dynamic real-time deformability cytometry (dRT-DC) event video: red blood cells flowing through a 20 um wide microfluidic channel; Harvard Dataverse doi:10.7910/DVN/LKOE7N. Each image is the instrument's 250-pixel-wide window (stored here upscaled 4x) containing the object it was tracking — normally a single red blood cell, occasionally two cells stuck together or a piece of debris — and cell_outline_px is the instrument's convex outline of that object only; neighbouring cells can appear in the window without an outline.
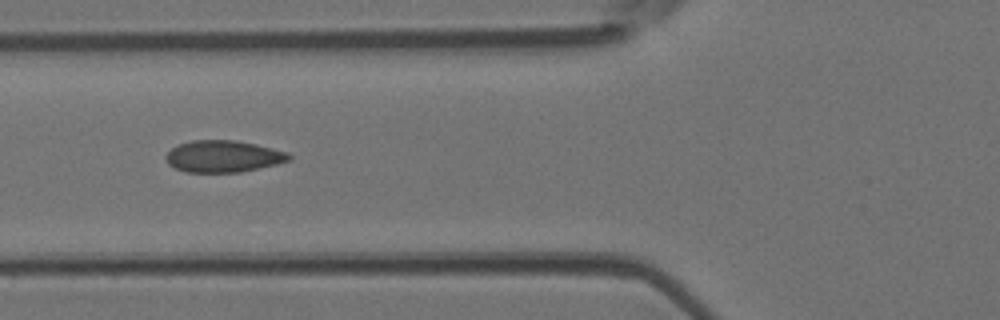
{"species": "Egyptian fruit bat (a non-hibernating species)", "species_latin": "Rousettus aegyptiacus", "temperature_condition": "room temperature", "stored_images_in_passage": 7, "camera_frame_rate_fps": 3000, "um_per_image_px": 0.085, "animal": {"sex": "female"}, "frame": {"image": 1, "passage_image": 6, "time_ms": 1.667, "image_size_px": [1000, 320], "cell_outline_px": [[292, 160], [276, 164], [240, 172], [188, 172], [176, 168], [168, 164], [164, 156], [172, 148], [180, 144], [192, 140], [236, 140], [256, 144], [288, 152], [292, 156]], "centroid_in_image_um": [18.99, 13.28], "position_along_channel_um": 106.8, "area_um2": 22.77}}
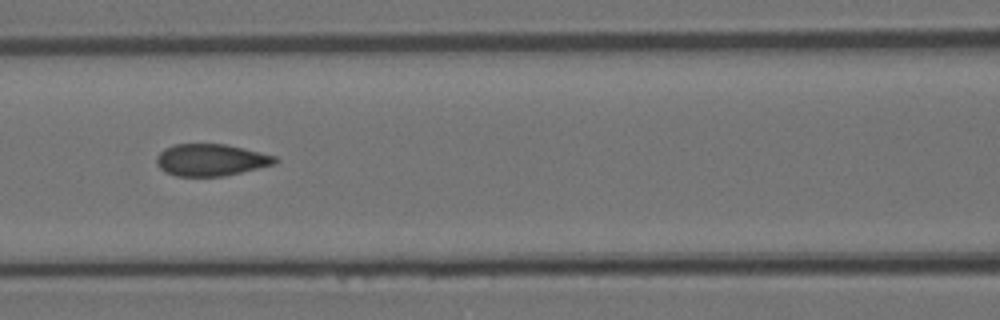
{"frame": {"image": 2, "passage_image": 7, "time_ms": 2.0, "image_size_px": [1000, 320], "cell_outline_px": [[280, 160], [276, 164], [224, 176], [176, 176], [164, 172], [156, 164], [156, 156], [164, 148], [176, 144], [224, 144], [244, 148], [276, 156]], "centroid_in_image_um": [17.93, 13.6], "position_along_channel_um": 148.7, "area_um2": 22.2}}